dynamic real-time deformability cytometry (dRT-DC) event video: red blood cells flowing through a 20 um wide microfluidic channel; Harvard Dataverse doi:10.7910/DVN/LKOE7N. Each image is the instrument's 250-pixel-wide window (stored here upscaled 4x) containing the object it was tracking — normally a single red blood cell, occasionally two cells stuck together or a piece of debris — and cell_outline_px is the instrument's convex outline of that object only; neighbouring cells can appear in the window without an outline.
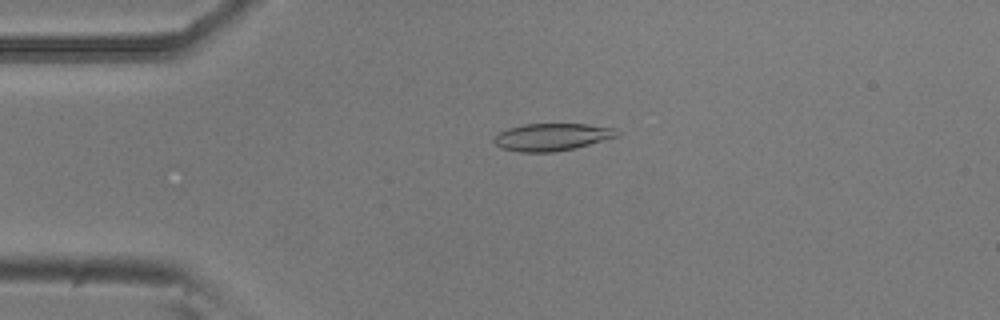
{"species": "common noctule bat (a hibernating species)", "species_latin": "Nyctalus noctula", "temperature_condition": "room temperature", "stored_images_in_passage": 50, "camera_frame_rate_fps": 3000, "um_per_image_px": 0.085, "animal": {"sex": "male", "body_mass_g": 20.5, "forearm_length_mm": 52.5}, "frame": {"image": 1, "passage_image": 9, "time_ms": 2.667, "image_size_px": [1000, 320], "cell_outline_px": [[620, 132], [616, 136], [588, 144], [572, 148], [552, 152], [520, 152], [500, 148], [496, 144], [496, 136], [500, 132], [508, 128], [524, 124], [588, 124], [616, 128]], "centroid_in_image_um": [46.91, 11.63], "position_along_channel_um": 38.1, "area_um2": 19.25}}
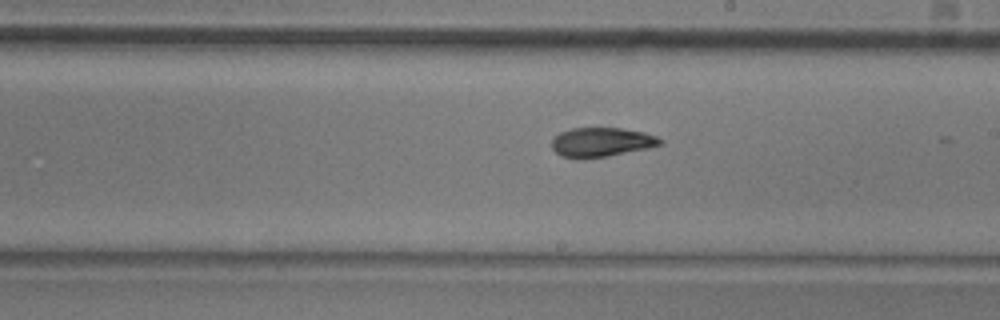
{"frame": {"image": 2, "passage_image": 27, "time_ms": 8.667, "image_size_px": [1000, 320], "cell_outline_px": [[664, 144], [648, 148], [608, 156], [560, 156], [552, 148], [552, 140], [560, 132], [572, 128], [620, 128], [644, 132], [656, 136], [664, 140]], "centroid_in_image_um": [51.19, 12.05], "position_along_channel_um": 237.8, "area_um2": 18.03}}
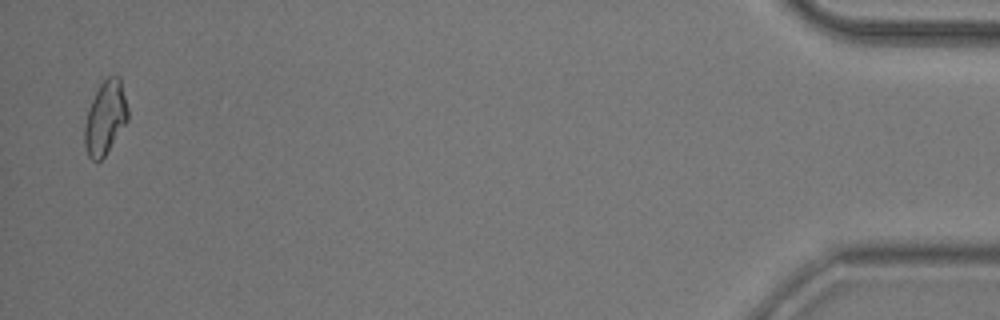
{"frame": {"image": 3, "passage_image": 49, "time_ms": 16.0, "image_size_px": [1000, 320], "cell_outline_px": [[128, 120], [104, 156], [96, 164], [88, 156], [84, 144], [84, 124], [92, 100], [100, 84], [108, 76], [120, 76], [128, 108]], "centroid_in_image_um": [8.95, 10.02], "position_along_channel_um": 426.3, "area_um2": 18.44}, "authors_computed_cell_mechanics": {"area_um2": 18.7561, "velocity_mm_per_s": 3.7977, "shape_relaxation_time_tau1_ms": 6.9607, "shape_relaxation_time_tau2_ms": 4.4924, "deformation_change_tau1": 0.1563, "deformation_change_tau2": 0.1132}}